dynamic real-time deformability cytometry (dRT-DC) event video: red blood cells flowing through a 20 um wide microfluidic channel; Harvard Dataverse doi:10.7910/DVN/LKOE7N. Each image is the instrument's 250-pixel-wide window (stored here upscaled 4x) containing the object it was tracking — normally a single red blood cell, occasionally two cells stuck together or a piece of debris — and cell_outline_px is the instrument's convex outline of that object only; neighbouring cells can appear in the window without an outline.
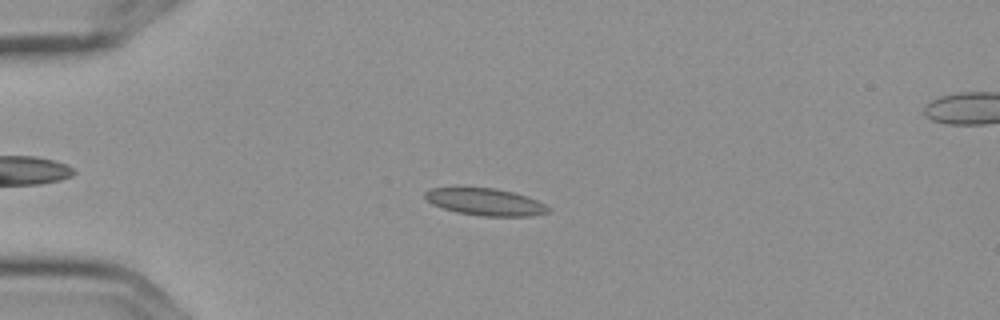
{"species": "Egyptian fruit bat (a non-hibernating species)", "species_latin": "Rousettus aegyptiacus", "temperature_condition": "cold", "stored_images_in_passage": 6, "camera_frame_rate_fps": 3000, "um_per_image_px": 0.085, "frame": {"image": 1, "passage_image": 4, "time_ms": 1.0, "image_size_px": [1000, 320], "cell_outline_px": [[552, 208], [548, 212], [532, 216], [484, 216], [456, 212], [432, 204], [424, 196], [424, 192], [432, 188], [496, 188], [528, 196]], "centroid_in_image_um": [41.28, 17.17], "position_along_channel_um": 43.7, "area_um2": 19.31}}